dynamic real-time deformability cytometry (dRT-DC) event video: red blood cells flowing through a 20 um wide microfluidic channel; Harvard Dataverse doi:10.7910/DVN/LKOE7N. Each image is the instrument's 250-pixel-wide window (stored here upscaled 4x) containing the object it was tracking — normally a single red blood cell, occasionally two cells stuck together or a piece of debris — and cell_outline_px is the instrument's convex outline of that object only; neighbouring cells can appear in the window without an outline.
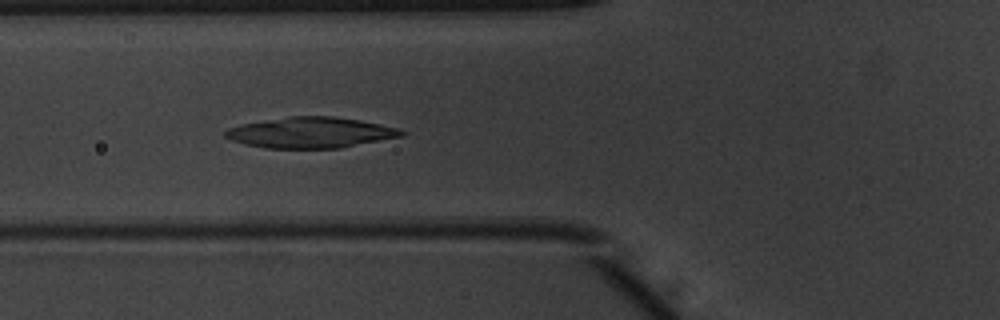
{"species": "common noctule bat (a hibernating species)", "species_latin": "Nyctalus noctula", "temperature_condition": "warm", "stored_images_in_passage": 53, "camera_frame_rate_fps": 3000, "um_per_image_px": 0.085, "animal": {"sex": "male", "body_mass_g": 20.1, "forearm_length_mm": 53.5}, "frame": {"image": 1, "passage_image": 21, "time_ms": 6.667, "image_size_px": [1000, 320], "cell_outline_px": [[408, 132], [404, 136], [340, 148], [264, 148], [244, 144], [232, 140], [224, 136], [224, 132], [228, 128], [240, 124], [288, 116], [332, 116], [360, 120], [400, 128]], "centroid_in_image_um": [26.43, 11.27], "position_along_channel_um": 99.4, "area_um2": 31.79}}
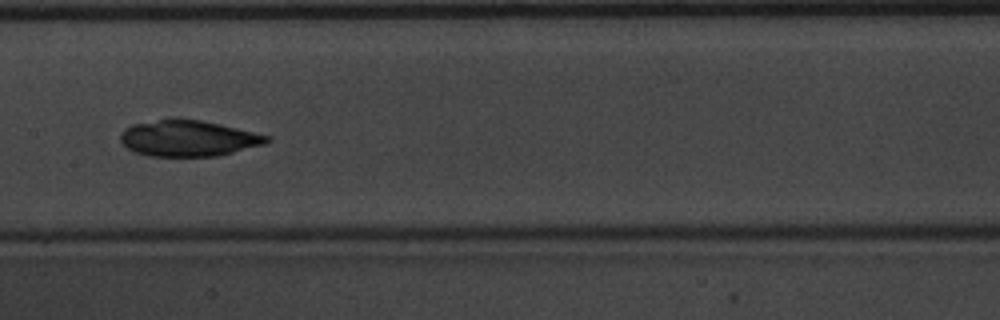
{"frame": {"image": 2, "passage_image": 28, "time_ms": 9.0, "image_size_px": [1000, 320], "cell_outline_px": [[272, 140], [264, 144], [216, 156], [148, 156], [136, 152], [128, 148], [120, 140], [120, 132], [124, 128], [132, 124], [172, 116], [200, 120], [220, 124], [272, 136]], "centroid_in_image_um": [15.98, 11.72], "position_along_channel_um": 191.4, "area_um2": 31.15}}
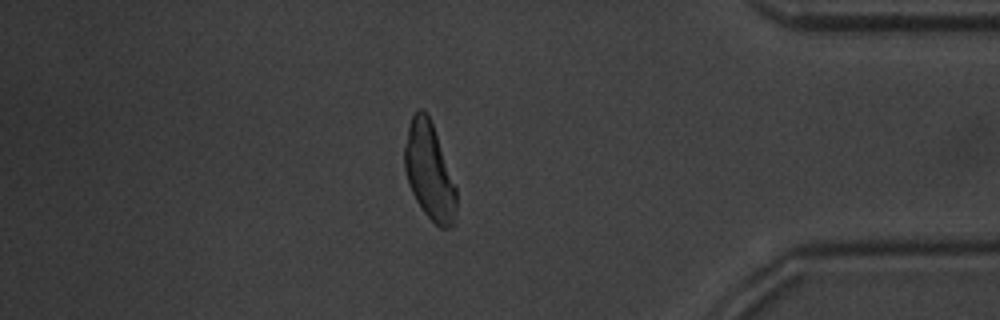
{"frame": {"image": 3, "passage_image": 46, "time_ms": 15.0, "image_size_px": [1000, 320], "cell_outline_px": [[456, 212], [452, 224], [448, 228], [440, 228], [424, 212], [416, 200], [408, 184], [404, 168], [404, 148], [408, 128], [412, 116], [416, 108], [420, 108], [428, 116], [432, 124], [456, 188]], "centroid_in_image_um": [36.47, 14.57], "position_along_channel_um": 398.7, "area_um2": 28.67}, "authors_computed_cell_mechanics": {"area_um2": 29.0734, "velocity_mm_per_s": 3.9222, "shape_relaxation_time_tau1_ms": 6.8933, "shape_relaxation_time_tau2_ms": 3.0677, "deformation_change_tau1": 0.3049, "deformation_change_tau2": 0.0691}}